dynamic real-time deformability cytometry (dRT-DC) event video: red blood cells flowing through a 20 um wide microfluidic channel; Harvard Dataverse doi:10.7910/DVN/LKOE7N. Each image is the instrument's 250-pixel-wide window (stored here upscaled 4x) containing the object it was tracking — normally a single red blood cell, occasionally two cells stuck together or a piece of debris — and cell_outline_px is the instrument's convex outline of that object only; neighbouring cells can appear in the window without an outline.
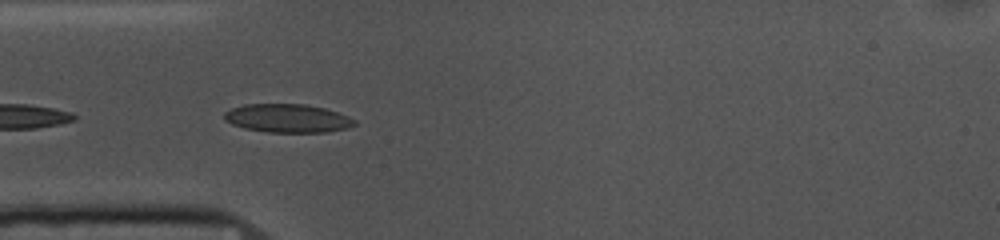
{"species": "common noctule bat (a hibernating species)", "species_latin": "Nyctalus noctula", "temperature_condition": "cold", "stored_images_in_passage": 6, "camera_frame_rate_fps": 3000, "um_per_image_px": 0.085, "animal": {"sex": "female", "body_mass_g": 10.0, "forearm_length_mm": 53.1}, "frame": {"image": 1, "passage_image": 2, "time_ms": 0.333, "image_size_px": [1000, 240], "cell_outline_px": [[356, 124], [348, 128], [328, 132], [268, 132], [244, 128], [232, 124], [224, 120], [224, 112], [232, 108], [244, 104], [304, 104], [324, 108], [348, 116], [356, 120]], "centroid_in_image_um": [24.44, 10.05], "position_along_channel_um": 60.6, "area_um2": 21.62}}